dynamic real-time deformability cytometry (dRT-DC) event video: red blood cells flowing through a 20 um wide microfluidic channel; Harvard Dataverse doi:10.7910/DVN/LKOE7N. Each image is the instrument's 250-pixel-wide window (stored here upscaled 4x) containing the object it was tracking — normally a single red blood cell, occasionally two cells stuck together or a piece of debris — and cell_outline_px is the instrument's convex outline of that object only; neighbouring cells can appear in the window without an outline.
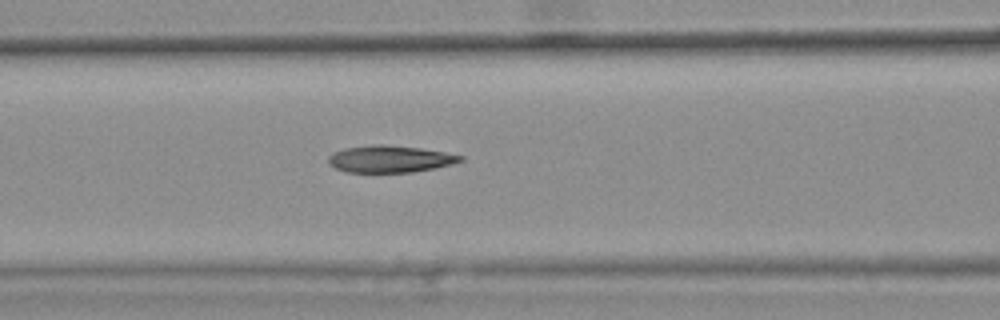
{"species": "common noctule bat (a hibernating species)", "species_latin": "Nyctalus noctula", "temperature_condition": "warm", "stored_images_in_passage": 7, "camera_frame_rate_fps": 3000, "um_per_image_px": 0.085, "animal": {"sex": "female", "body_mass_g": 25.1}, "frame": {"image": 1, "passage_image": 7, "time_ms": 2.0, "image_size_px": [1000, 320], "cell_outline_px": [[464, 160], [452, 164], [436, 168], [412, 172], [348, 172], [336, 168], [328, 164], [328, 156], [332, 152], [344, 148], [376, 144], [384, 144], [420, 148], [444, 152], [464, 156]], "centroid_in_image_um": [33.14, 13.51], "position_along_channel_um": 133.5, "area_um2": 20.81}}